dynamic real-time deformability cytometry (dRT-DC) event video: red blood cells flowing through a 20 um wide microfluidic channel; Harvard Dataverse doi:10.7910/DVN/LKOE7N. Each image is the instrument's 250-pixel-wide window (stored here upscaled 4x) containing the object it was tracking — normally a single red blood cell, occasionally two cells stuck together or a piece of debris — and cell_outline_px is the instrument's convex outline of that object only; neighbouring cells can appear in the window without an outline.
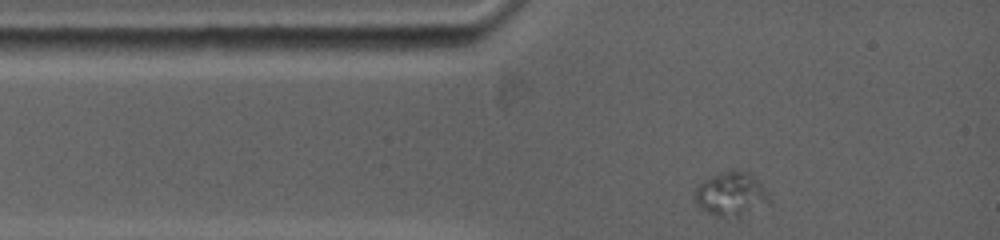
{"species": "common noctule bat (a hibernating species)", "species_latin": "Nyctalus noctula", "temperature_condition": "warm", "stored_images_in_passage": 46, "camera_frame_rate_fps": 5000, "um_per_image_px": 0.085, "animal": {"sex": "female", "body_mass_g": 19.0, "forearm_length_mm": 53.3}, "frame": {"image": 1, "passage_image": 1, "time_ms": 0.0, "image_size_px": [1000, 240], "cell_outline_px": [[772, 204], [740, 220], [736, 220], [712, 216], [700, 208], [696, 204], [692, 192], [692, 188], [724, 172], [748, 172], [768, 192], [772, 200]], "centroid_in_image_um": [62.19, 16.65], "position_along_channel_um": 22.8, "area_um2": 19.83}}
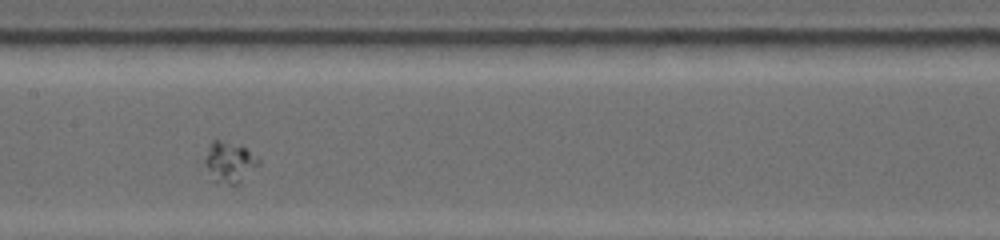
{"frame": {"image": 2, "passage_image": 20, "time_ms": 5.6, "image_size_px": [1000, 240], "cell_outline_px": [[260, 164], [236, 188], [216, 184], [212, 180], [204, 160], [212, 140], [216, 140], [244, 148], [260, 160]], "centroid_in_image_um": [19.51, 13.91], "position_along_channel_um": 187.9, "area_um2": 12.83}}
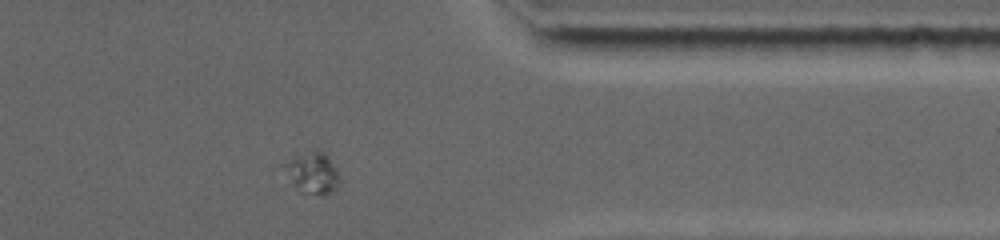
{"frame": {"image": 3, "passage_image": 41, "time_ms": 11.6, "image_size_px": [1000, 240], "cell_outline_px": [[336, 188], [324, 196], [308, 192], [296, 184], [284, 164], [292, 156], [316, 148], [324, 152], [328, 156], [336, 172]], "centroid_in_image_um": [26.59, 14.61], "position_along_channel_um": 384.8, "area_um2": 12.25}}